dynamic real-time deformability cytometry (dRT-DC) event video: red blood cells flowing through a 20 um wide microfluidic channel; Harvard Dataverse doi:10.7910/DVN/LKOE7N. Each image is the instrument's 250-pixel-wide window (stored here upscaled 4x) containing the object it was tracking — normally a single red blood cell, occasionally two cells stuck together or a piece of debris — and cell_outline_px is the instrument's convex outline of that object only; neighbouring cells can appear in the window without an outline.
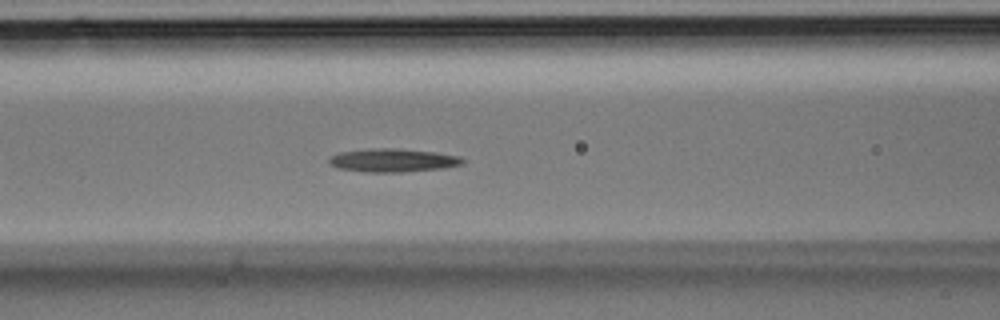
{"species": "Egyptian fruit bat (a non-hibernating species)", "species_latin": "Rousettus aegyptiacus", "temperature_condition": "room temperature", "stored_images_in_passage": 29, "camera_frame_rate_fps": 3000, "um_per_image_px": 0.085, "animal": {"sex": "male"}, "frame": {"image": 1, "passage_image": 7, "time_ms": 2.0, "image_size_px": [1000, 320], "cell_outline_px": [[468, 160], [464, 164], [444, 168], [404, 172], [368, 172], [336, 168], [328, 164], [328, 160], [332, 156], [340, 152], [368, 148], [400, 148], [436, 152], [460, 156]], "centroid_in_image_um": [33.44, 13.62], "position_along_channel_um": 133.2, "area_um2": 18.55}}
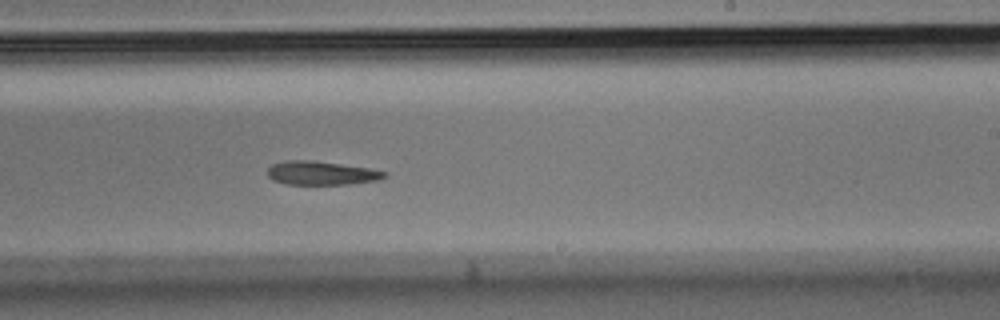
{"frame": {"image": 2, "passage_image": 14, "time_ms": 4.333, "image_size_px": [1000, 320], "cell_outline_px": [[388, 176], [380, 180], [348, 184], [284, 184], [272, 180], [268, 176], [268, 168], [272, 164], [284, 160], [312, 160], [372, 168], [388, 172]], "centroid_in_image_um": [27.35, 14.7], "position_along_channel_um": 261.7, "area_um2": 16.42}}
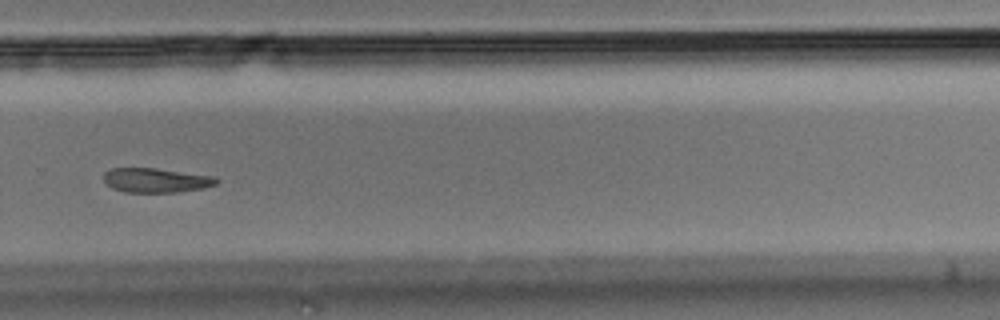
{"frame": {"image": 3, "passage_image": 17, "time_ms": 5.333, "image_size_px": [1000, 320], "cell_outline_px": [[220, 180], [216, 184], [204, 188], [176, 192], [124, 192], [112, 188], [104, 180], [104, 172], [108, 168], [156, 168], [216, 176]], "centroid_in_image_um": [13.28, 15.31], "position_along_channel_um": 316.5, "area_um2": 16.18}}